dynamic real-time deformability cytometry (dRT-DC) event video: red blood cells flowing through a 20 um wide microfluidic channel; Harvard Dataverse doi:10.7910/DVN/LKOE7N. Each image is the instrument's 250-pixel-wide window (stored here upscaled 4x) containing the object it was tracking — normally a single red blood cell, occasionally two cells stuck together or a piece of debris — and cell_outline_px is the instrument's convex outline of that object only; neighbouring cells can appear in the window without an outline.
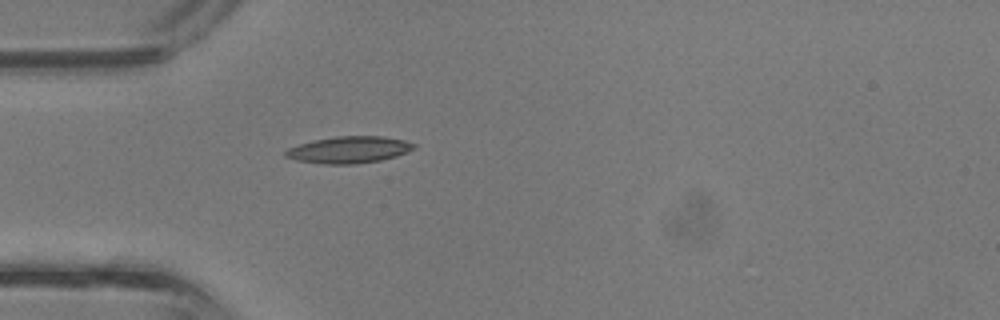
{"species": "common noctule bat (a hibernating species)", "species_latin": "Nyctalus noctula", "temperature_condition": "room temperature", "stored_images_in_passage": 28, "camera_frame_rate_fps": 3000, "um_per_image_px": 0.085, "animal": {"sex": "male", "body_mass_g": 13.3}, "frame": {"image": 1, "passage_image": 1, "time_ms": 0.0, "image_size_px": [1000, 320], "cell_outline_px": [[416, 148], [396, 156], [380, 160], [356, 164], [324, 164], [296, 160], [284, 156], [284, 152], [288, 148], [312, 140], [336, 136], [380, 136], [404, 140], [416, 144]], "centroid_in_image_um": [29.65, 12.73], "position_along_channel_um": 55.3, "area_um2": 20.0}}
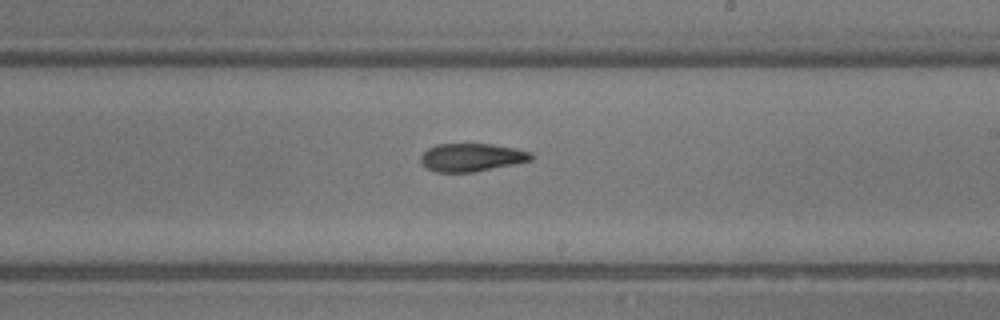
{"frame": {"image": 2, "passage_image": 12, "time_ms": 3.667, "image_size_px": [1000, 320], "cell_outline_px": [[532, 160], [472, 172], [436, 172], [428, 168], [420, 160], [420, 156], [428, 148], [436, 144], [492, 144], [516, 148], [532, 152]], "centroid_in_image_um": [40.08, 13.36], "position_along_channel_um": 248.9, "area_um2": 17.86}}
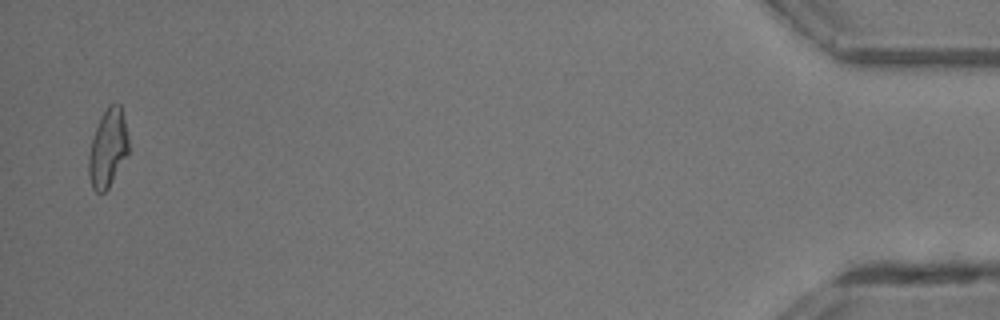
{"frame": {"image": 3, "passage_image": 27, "time_ms": 8.667, "image_size_px": [1000, 320], "cell_outline_px": [[128, 152], [108, 188], [104, 192], [96, 192], [92, 188], [88, 176], [88, 156], [92, 140], [96, 128], [108, 104], [120, 104], [128, 136]], "centroid_in_image_um": [9.15, 12.62], "position_along_channel_um": 426.1, "area_um2": 17.74}}